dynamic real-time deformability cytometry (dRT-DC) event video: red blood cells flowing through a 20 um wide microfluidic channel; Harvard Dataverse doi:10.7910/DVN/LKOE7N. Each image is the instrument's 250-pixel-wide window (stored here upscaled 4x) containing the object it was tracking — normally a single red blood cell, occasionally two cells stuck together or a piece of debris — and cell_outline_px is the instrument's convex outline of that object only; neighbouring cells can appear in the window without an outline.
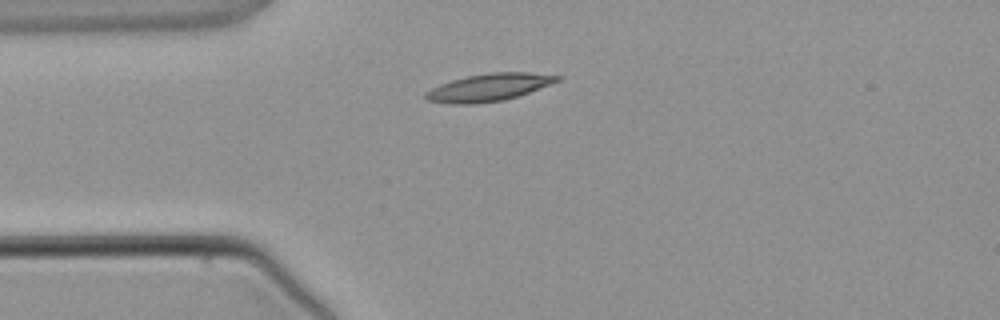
{"species": "common noctule bat (a hibernating species)", "species_latin": "Nyctalus noctula", "temperature_condition": "warm", "stored_images_in_passage": 1, "camera_frame_rate_fps": 3000, "um_per_image_px": 0.085, "animal": {"sex": "male", "body_mass_g": 21.5, "forearm_length_mm": 52.0}, "frame": {"image": 1, "passage_image": 1, "time_ms": 0.0, "image_size_px": [1000, 320], "cell_outline_px": [[560, 80], [528, 92], [504, 100], [476, 104], [452, 104], [428, 100], [424, 96], [424, 92], [440, 84], [452, 80], [468, 76], [488, 72], [528, 72], [560, 76]], "centroid_in_image_um": [41.51, 7.43], "position_along_channel_um": 43.5, "area_um2": 20.81}}